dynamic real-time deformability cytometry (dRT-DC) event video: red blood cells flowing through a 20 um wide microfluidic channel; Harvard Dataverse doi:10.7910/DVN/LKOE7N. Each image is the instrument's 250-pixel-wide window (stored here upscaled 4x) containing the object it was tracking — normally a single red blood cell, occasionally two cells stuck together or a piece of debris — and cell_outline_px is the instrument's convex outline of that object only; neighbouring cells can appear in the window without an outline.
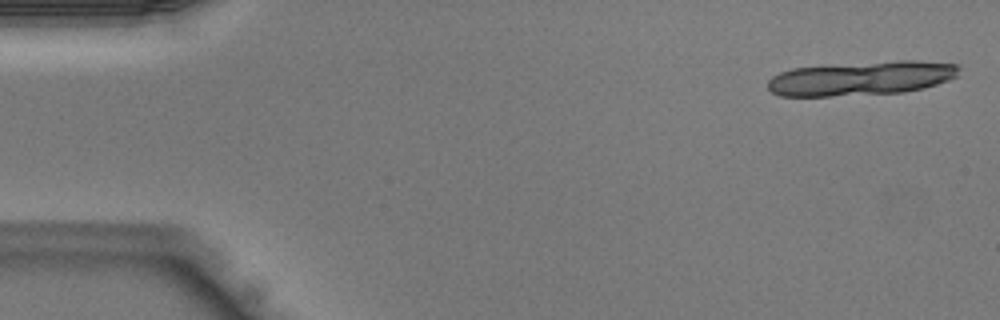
{"species": "Egyptian fruit bat (a non-hibernating species)", "species_latin": "Rousettus aegyptiacus", "temperature_condition": "warm", "stored_images_in_passage": 13, "camera_frame_rate_fps": 3000, "um_per_image_px": 0.085, "animal": {"sex": "male"}, "frame": {"image": 1, "passage_image": 1, "time_ms": 0.0, "image_size_px": [1000, 320], "cell_outline_px": [[960, 68], [956, 76], [948, 80], [924, 88], [904, 92], [828, 96], [780, 96], [772, 92], [768, 88], [768, 80], [772, 76], [780, 72], [792, 68], [900, 60], [916, 60], [956, 64]], "centroid_in_image_um": [73.21, 6.66], "position_along_channel_um": 11.8, "area_um2": 37.8}}